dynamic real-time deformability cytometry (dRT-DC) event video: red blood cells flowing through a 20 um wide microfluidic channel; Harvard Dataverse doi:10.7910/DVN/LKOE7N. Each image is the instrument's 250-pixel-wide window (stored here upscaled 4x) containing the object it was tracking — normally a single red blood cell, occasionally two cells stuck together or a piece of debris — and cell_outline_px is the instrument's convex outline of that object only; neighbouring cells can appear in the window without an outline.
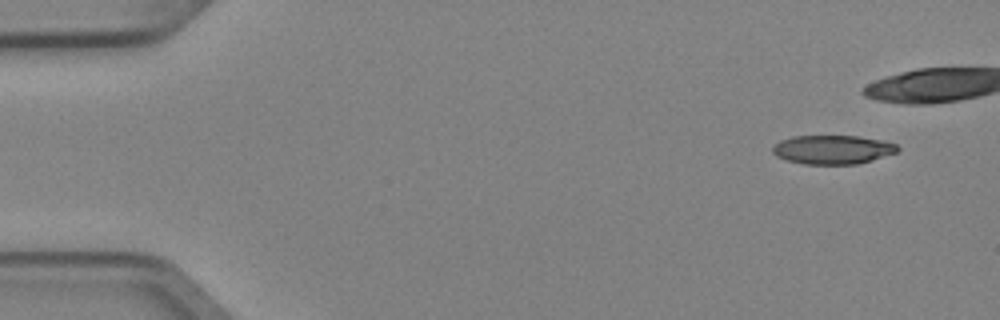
{"species": "Egyptian fruit bat (a non-hibernating species)", "species_latin": "Rousettus aegyptiacus", "temperature_condition": "cold", "stored_images_in_passage": 4, "camera_frame_rate_fps": 3000, "um_per_image_px": 0.085, "animal": {"sex": "female"}, "frame": {"image": 1, "passage_image": 4, "time_ms": 1.0, "image_size_px": [1000, 320], "cell_outline_px": [[900, 148], [896, 152], [872, 160], [856, 164], [804, 164], [788, 160], [776, 156], [772, 152], [772, 148], [780, 140], [792, 136], [860, 136], [884, 140], [896, 144]], "centroid_in_image_um": [70.78, 12.71], "position_along_channel_um": 14.2, "area_um2": 21.04}}